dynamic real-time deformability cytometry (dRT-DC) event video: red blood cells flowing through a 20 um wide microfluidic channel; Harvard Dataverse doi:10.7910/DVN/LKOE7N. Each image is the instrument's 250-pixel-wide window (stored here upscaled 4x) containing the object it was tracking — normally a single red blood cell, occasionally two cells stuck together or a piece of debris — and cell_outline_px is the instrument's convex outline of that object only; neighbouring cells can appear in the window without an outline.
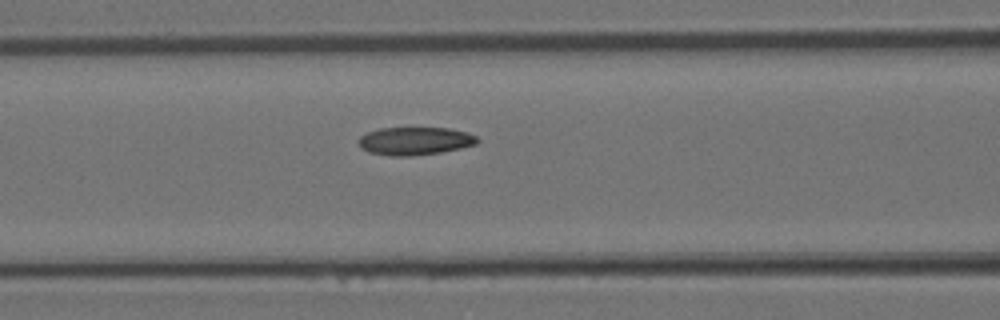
{"species": "Egyptian fruit bat (a non-hibernating species)", "species_latin": "Rousettus aegyptiacus", "temperature_condition": "room temperature", "stored_images_in_passage": 5, "camera_frame_rate_fps": 3000, "um_per_image_px": 0.085, "animal": {"sex": "female"}, "frame": {"image": 1, "passage_image": 5, "time_ms": 1.333, "image_size_px": [1000, 320], "cell_outline_px": [[480, 140], [476, 144], [460, 148], [440, 152], [412, 156], [388, 156], [368, 152], [360, 148], [360, 136], [368, 132], [380, 128], [448, 128], [468, 132], [476, 136]], "centroid_in_image_um": [35.27, 11.99], "position_along_channel_um": 131.3, "area_um2": 19.36}}